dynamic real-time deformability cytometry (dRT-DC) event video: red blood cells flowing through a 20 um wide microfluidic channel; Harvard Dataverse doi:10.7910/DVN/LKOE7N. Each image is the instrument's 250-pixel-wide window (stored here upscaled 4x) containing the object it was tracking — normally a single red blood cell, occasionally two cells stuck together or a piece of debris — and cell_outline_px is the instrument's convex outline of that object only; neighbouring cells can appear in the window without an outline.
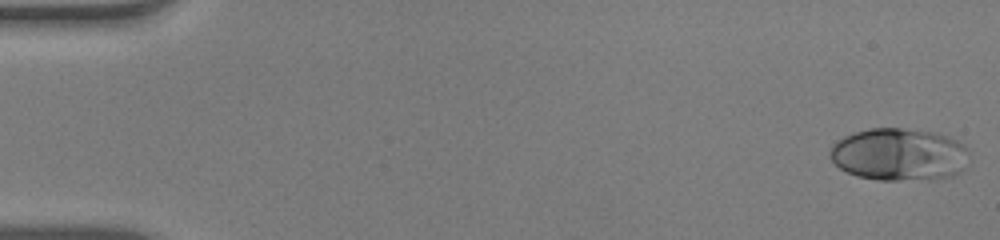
{"species": "human", "species_latin": "Homo sapiens", "temperature_condition": "warm", "stored_images_in_passage": 52, "camera_frame_rate_fps": 3000, "um_per_image_px": 0.085, "donor": {"sex": "male"}, "frame": {"image": 1, "passage_image": 1, "time_ms": 0.0, "image_size_px": [1000, 240], "cell_outline_px": [[968, 152], [964, 168], [960, 172], [952, 176], [932, 180], [880, 180], [856, 176], [840, 168], [832, 160], [828, 152], [832, 144], [844, 136], [868, 128], [900, 128], [936, 132], [948, 136], [956, 140], [968, 148]], "centroid_in_image_um": [76.43, 13.14], "position_along_channel_um": 8.6, "area_um2": 42.89}}
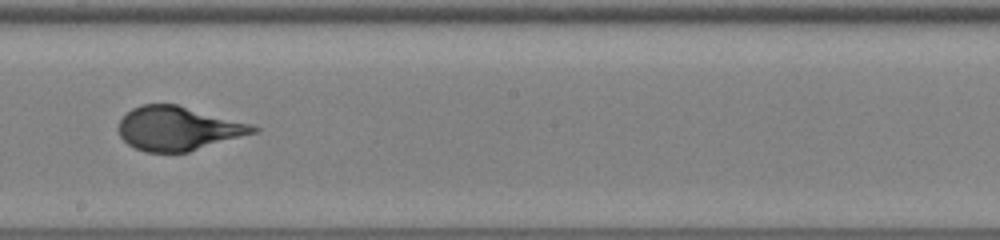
{"frame": {"image": 2, "passage_image": 30, "time_ms": 9.667, "image_size_px": [1000, 240], "cell_outline_px": [[260, 128], [256, 132], [188, 152], [144, 152], [128, 144], [120, 136], [116, 128], [120, 120], [132, 108], [140, 104], [176, 104], [252, 124]], "centroid_in_image_um": [15.1, 10.92], "position_along_channel_um": 233.1, "area_um2": 34.33}}
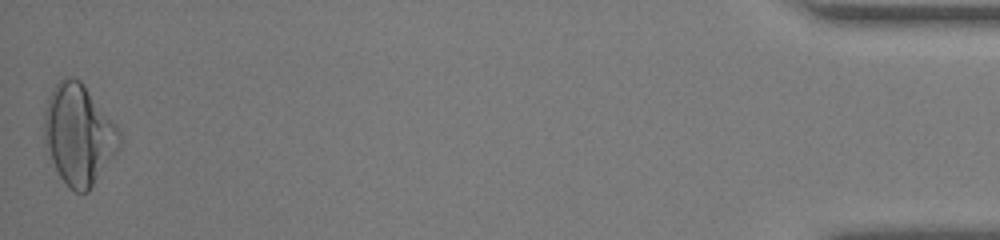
{"frame": {"image": 3, "passage_image": 52, "time_ms": 17.0, "image_size_px": [1000, 240], "cell_outline_px": [[120, 144], [116, 152], [88, 192], [76, 192], [68, 188], [60, 176], [44, 144], [44, 112], [48, 96], [52, 88], [64, 76], [72, 76], [80, 80], [84, 84], [116, 124], [120, 132]], "centroid_in_image_um": [6.67, 11.4], "position_along_channel_um": 428.5, "area_um2": 43.93}, "authors_computed_cell_mechanics": {"area_um2": 35.8649, "velocity_mm_per_s": 3.9287, "shape_relaxation_time_tau1_ms": 6.2483, "shape_relaxation_time_tau2_ms": null, "deformation_change_tau1": 0.28, "deformation_change_tau2": null}}